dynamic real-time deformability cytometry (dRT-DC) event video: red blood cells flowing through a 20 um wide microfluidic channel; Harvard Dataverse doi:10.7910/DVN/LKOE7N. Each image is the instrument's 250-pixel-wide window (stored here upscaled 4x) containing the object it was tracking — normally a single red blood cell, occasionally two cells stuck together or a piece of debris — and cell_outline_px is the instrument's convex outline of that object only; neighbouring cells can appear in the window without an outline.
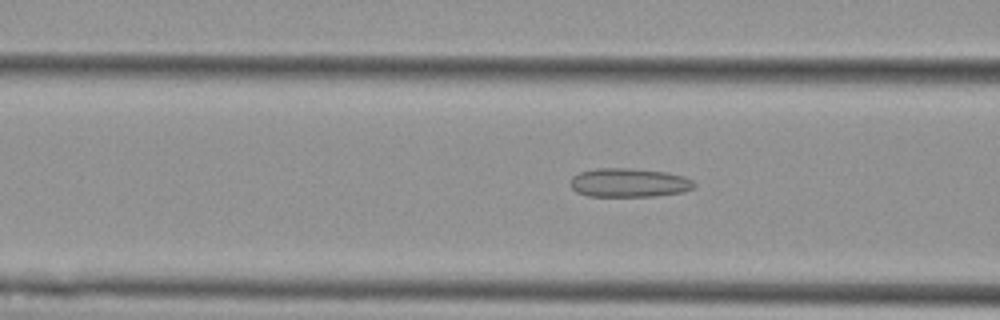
{"species": "Egyptian fruit bat (a non-hibernating species)", "species_latin": "Rousettus aegyptiacus", "temperature_condition": "cold", "stored_images_in_passage": 41, "camera_frame_rate_fps": 3000, "um_per_image_px": 0.085, "animal": {"sex": "female"}, "frame": {"image": 1, "passage_image": 8, "time_ms": 2.333, "image_size_px": [1000, 320], "cell_outline_px": [[696, 184], [692, 188], [684, 192], [656, 196], [588, 196], [576, 192], [568, 184], [572, 176], [580, 172], [596, 168], [632, 168], [668, 172], [684, 176], [692, 180]], "centroid_in_image_um": [53.45, 15.52], "position_along_channel_um": 113.2, "area_um2": 21.1}}
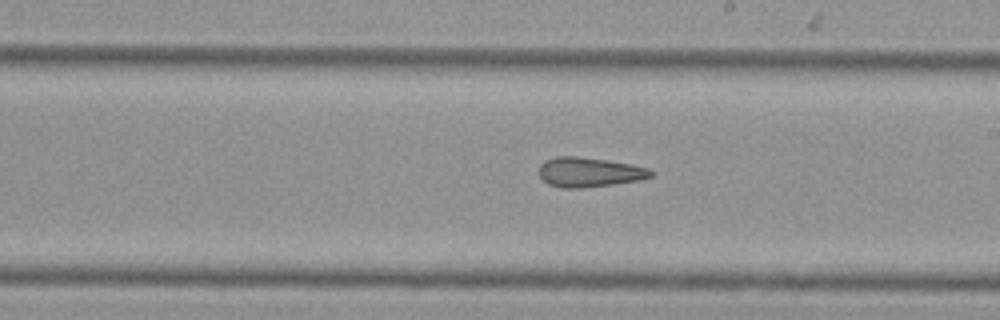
{"frame": {"image": 2, "passage_image": 18, "time_ms": 5.667, "image_size_px": [1000, 320], "cell_outline_px": [[652, 176], [640, 180], [584, 188], [560, 188], [548, 184], [540, 176], [540, 164], [544, 160], [556, 156], [580, 156], [608, 160], [632, 164], [648, 168], [652, 172]], "centroid_in_image_um": [50.07, 14.63], "position_along_channel_um": 238.9, "area_um2": 19.42}}
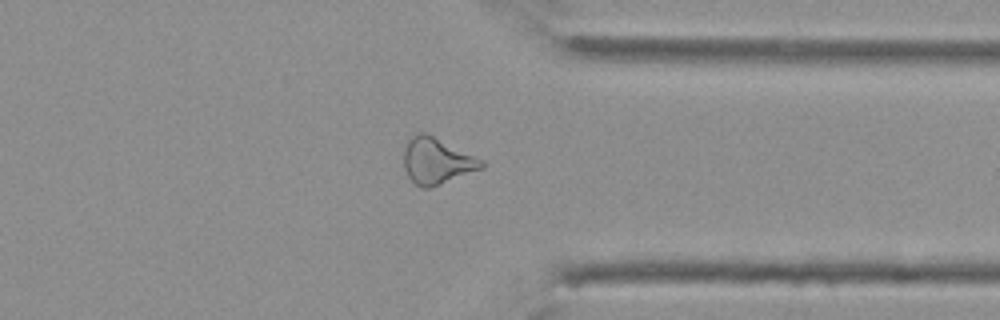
{"frame": {"image": 3, "passage_image": 29, "time_ms": 9.333, "image_size_px": [1000, 320], "cell_outline_px": [[484, 168], [428, 188], [420, 188], [408, 176], [404, 168], [404, 148], [408, 140], [416, 132], [424, 132], [484, 160]], "centroid_in_image_um": [37.11, 13.68], "position_along_channel_um": 374.3, "area_um2": 20.69}, "authors_computed_cell_mechanics": {"area_um2": 20.4612, "velocity_mm_per_s": 3.7832, "shape_relaxation_time_tau1_ms": null, "shape_relaxation_time_tau2_ms": 4.3901, "deformation_change_tau1": null, "deformation_change_tau2": 0.1404}}